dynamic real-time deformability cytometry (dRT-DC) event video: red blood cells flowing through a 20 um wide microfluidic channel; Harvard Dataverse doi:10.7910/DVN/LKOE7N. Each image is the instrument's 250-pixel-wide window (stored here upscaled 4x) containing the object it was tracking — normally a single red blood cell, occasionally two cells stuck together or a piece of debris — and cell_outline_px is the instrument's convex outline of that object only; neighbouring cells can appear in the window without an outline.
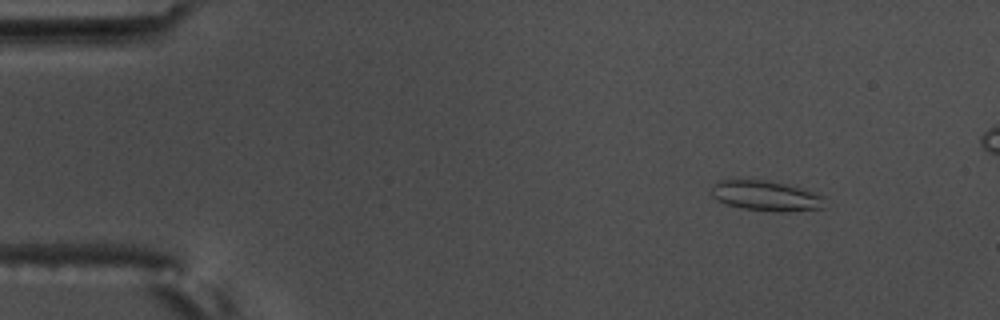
{"species": "common noctule bat (a hibernating species)", "species_latin": "Nyctalus noctula", "temperature_condition": "warm", "stored_images_in_passage": 5, "camera_frame_rate_fps": 3000, "um_per_image_px": 0.085, "animal": {"sex": "male", "body_mass_g": 17.5, "forearm_length_mm": 52.3}, "frame": {"image": 1, "passage_image": 2, "time_ms": 0.333, "image_size_px": [1000, 320], "cell_outline_px": [[824, 208], [788, 212], [784, 212], [740, 208], [724, 204], [712, 196], [712, 184], [720, 180], [768, 180], [784, 184], [812, 192], [824, 196]], "centroid_in_image_um": [65.08, 16.65], "position_along_channel_um": 19.9, "area_um2": 19.83}}